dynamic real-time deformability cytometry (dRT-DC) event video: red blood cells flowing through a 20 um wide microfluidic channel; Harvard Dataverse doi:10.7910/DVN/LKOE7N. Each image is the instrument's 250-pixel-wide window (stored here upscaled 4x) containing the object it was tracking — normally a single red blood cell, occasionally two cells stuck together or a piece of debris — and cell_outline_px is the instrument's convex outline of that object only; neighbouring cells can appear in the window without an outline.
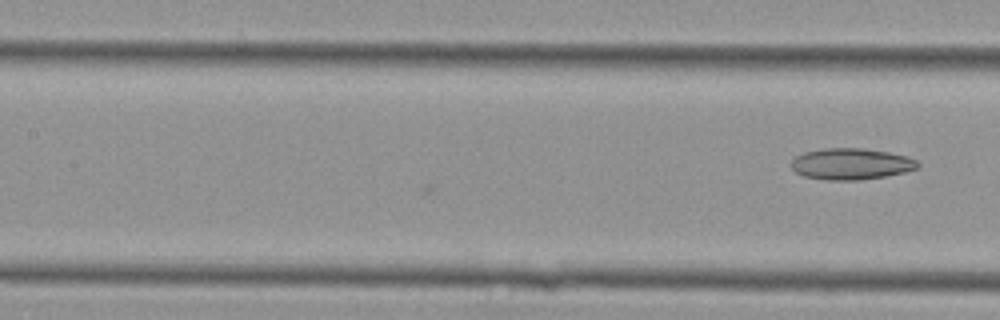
{"species": "Egyptian fruit bat (a non-hibernating species)", "species_latin": "Rousettus aegyptiacus", "temperature_condition": "cold", "stored_images_in_passage": 5, "camera_frame_rate_fps": 3000, "um_per_image_px": 0.085, "animal": {"sex": "female"}, "frame": {"image": 1, "passage_image": 5, "time_ms": 1.333, "image_size_px": [1000, 320], "cell_outline_px": [[920, 164], [916, 168], [904, 172], [884, 176], [860, 180], [828, 180], [804, 176], [796, 172], [792, 168], [792, 160], [796, 156], [804, 152], [824, 148], [864, 148], [888, 152], [908, 156], [916, 160]], "centroid_in_image_um": [72.34, 13.93], "position_along_channel_um": 135.1, "area_um2": 23.0}}